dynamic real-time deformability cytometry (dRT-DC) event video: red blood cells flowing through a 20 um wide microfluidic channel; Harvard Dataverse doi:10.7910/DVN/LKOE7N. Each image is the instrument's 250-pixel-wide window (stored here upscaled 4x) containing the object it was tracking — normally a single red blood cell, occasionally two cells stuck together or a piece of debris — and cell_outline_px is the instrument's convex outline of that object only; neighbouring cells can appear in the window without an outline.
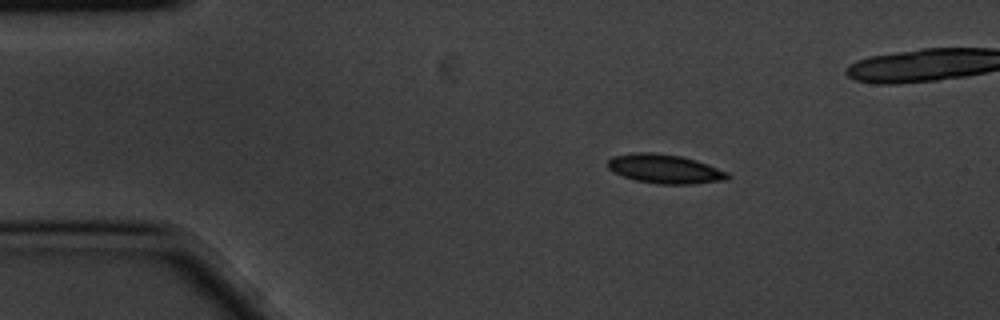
{"species": "common noctule bat (a hibernating species)", "species_latin": "Nyctalus noctula", "temperature_condition": "cold", "stored_images_in_passage": 5, "camera_frame_rate_fps": 3000, "um_per_image_px": 0.085, "animal": {"sex": "male", "body_mass_g": 20.1, "forearm_length_mm": 53.5}, "frame": {"image": 1, "passage_image": 2, "time_ms": 0.333, "image_size_px": [1000, 320], "cell_outline_px": [[728, 180], [692, 184], [660, 184], [636, 180], [612, 172], [608, 168], [608, 160], [612, 156], [636, 152], [652, 152], [680, 156], [696, 160], [708, 164], [728, 172]], "centroid_in_image_um": [56.51, 14.35], "position_along_channel_um": 28.5, "area_um2": 20.29}}